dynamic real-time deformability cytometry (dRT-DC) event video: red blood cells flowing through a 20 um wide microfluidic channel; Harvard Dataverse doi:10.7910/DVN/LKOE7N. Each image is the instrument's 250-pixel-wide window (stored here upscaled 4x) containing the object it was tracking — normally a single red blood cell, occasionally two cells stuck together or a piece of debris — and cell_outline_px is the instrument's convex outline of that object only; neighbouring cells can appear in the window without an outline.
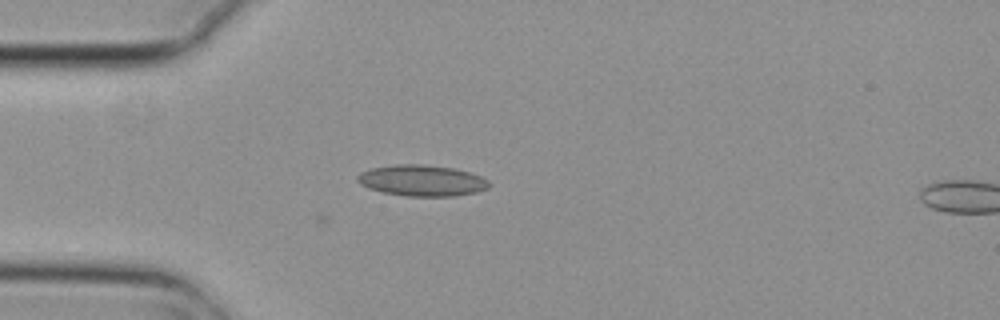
{"species": "common noctule bat (a hibernating species)", "species_latin": "Nyctalus noctula", "temperature_condition": "cold", "stored_images_in_passage": 5, "camera_frame_rate_fps": 3000, "um_per_image_px": 0.085, "animal": {"sex": "female", "body_mass_g": 29.2, "forearm_length_mm": 56.3}, "frame": {"image": 1, "passage_image": 4, "time_ms": 1.0, "image_size_px": [1000, 320], "cell_outline_px": [[492, 184], [488, 188], [476, 192], [456, 196], [404, 196], [384, 192], [368, 188], [360, 184], [356, 180], [356, 176], [360, 172], [372, 168], [396, 164], [424, 164], [452, 168], [468, 172], [480, 176], [488, 180]], "centroid_in_image_um": [35.85, 15.35], "position_along_channel_um": 49.1, "area_um2": 23.93}}